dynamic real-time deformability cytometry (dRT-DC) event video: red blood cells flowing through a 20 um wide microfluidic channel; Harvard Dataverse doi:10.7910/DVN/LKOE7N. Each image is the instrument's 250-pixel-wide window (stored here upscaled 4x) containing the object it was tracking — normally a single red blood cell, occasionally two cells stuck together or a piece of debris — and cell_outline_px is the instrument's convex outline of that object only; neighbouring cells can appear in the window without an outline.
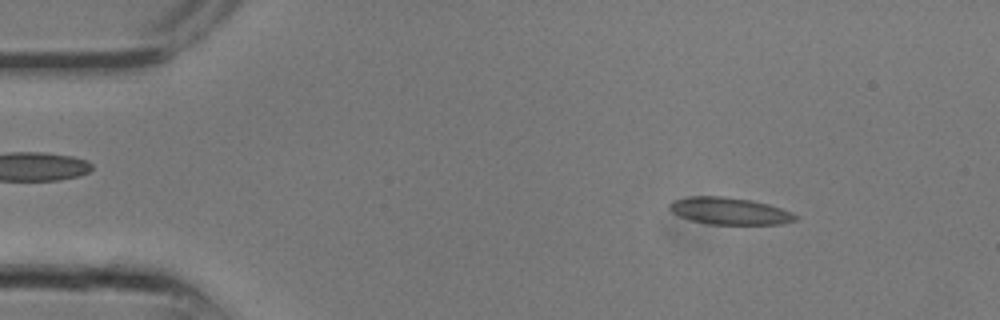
{"species": "common noctule bat (a hibernating species)", "species_latin": "Nyctalus noctula", "temperature_condition": "room temperature", "stored_images_in_passage": 12, "camera_frame_rate_fps": 3000, "um_per_image_px": 0.085, "animal": {"sex": "male", "body_mass_g": 13.3}, "frame": {"image": 1, "passage_image": 3, "time_ms": 0.667, "image_size_px": [1000, 320], "cell_outline_px": [[800, 216], [796, 220], [780, 224], [708, 224], [692, 220], [680, 216], [672, 212], [668, 208], [668, 204], [672, 200], [688, 196], [724, 196], [752, 200], [768, 204], [792, 212]], "centroid_in_image_um": [62.0, 17.92], "position_along_channel_um": 23.0, "area_um2": 19.94}}
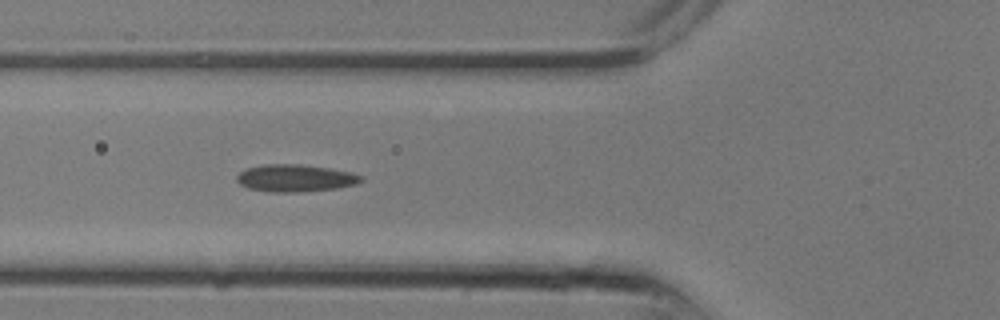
{"frame": {"image": 2, "passage_image": 9, "time_ms": 2.667, "image_size_px": [1000, 320], "cell_outline_px": [[364, 180], [356, 184], [336, 188], [300, 192], [272, 192], [248, 188], [240, 184], [236, 180], [236, 176], [240, 172], [248, 168], [264, 164], [300, 164], [328, 168], [352, 172], [364, 176]], "centroid_in_image_um": [25.12, 15.14], "position_along_channel_um": 100.7, "area_um2": 19.77}}
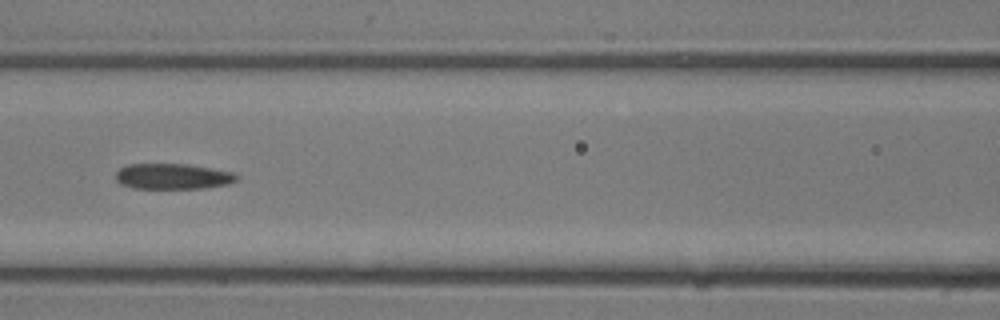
{"frame": {"image": 3, "passage_image": 11, "time_ms": 3.333, "image_size_px": [1000, 320], "cell_outline_px": [[236, 180], [228, 184], [204, 188], [132, 188], [120, 184], [116, 180], [116, 172], [120, 168], [128, 164], [188, 164], [212, 168], [232, 172], [236, 176]], "centroid_in_image_um": [14.64, 14.99], "position_along_channel_um": 152.0, "area_um2": 17.98}}